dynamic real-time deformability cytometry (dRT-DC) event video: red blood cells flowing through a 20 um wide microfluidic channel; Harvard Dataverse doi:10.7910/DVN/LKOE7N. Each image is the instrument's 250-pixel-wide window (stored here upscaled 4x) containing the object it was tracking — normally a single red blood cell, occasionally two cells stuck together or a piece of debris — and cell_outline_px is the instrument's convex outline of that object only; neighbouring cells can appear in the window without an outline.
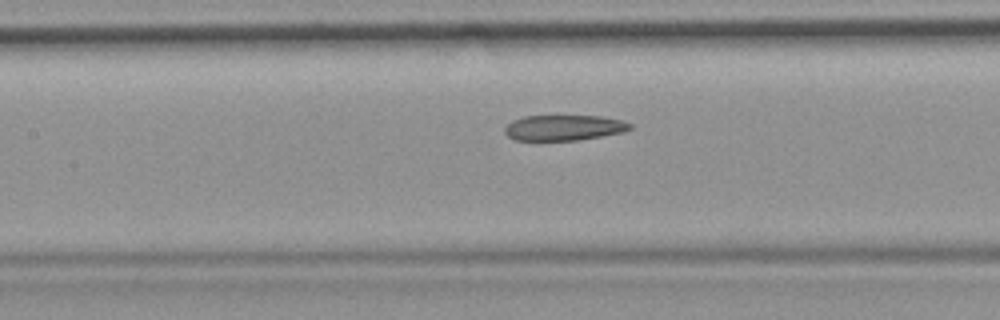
{"species": "common noctule bat (a hibernating species)", "species_latin": "Nyctalus noctula", "temperature_condition": "room temperature", "stored_images_in_passage": 49, "camera_frame_rate_fps": 3000, "um_per_image_px": 0.085, "animal": {"sex": "female", "body_mass_g": 19.9}, "frame": {"image": 1, "passage_image": 22, "time_ms": 7.0, "image_size_px": [1000, 320], "cell_outline_px": [[632, 128], [620, 132], [600, 136], [576, 140], [516, 140], [508, 136], [504, 132], [504, 128], [512, 120], [524, 116], [556, 112], [600, 116], [624, 120], [632, 124]], "centroid_in_image_um": [47.9, 10.78], "position_along_channel_um": 159.5, "area_um2": 19.59}, "authors_computed_cell_mechanics": {"area_um2": 20.9814, "velocity_mm_per_s": 3.9543, "shape_relaxation_time_tau1_ms": null, "shape_relaxation_time_tau2_ms": 2.3141, "deformation_change_tau1": null, "deformation_change_tau2": 0.0825}}